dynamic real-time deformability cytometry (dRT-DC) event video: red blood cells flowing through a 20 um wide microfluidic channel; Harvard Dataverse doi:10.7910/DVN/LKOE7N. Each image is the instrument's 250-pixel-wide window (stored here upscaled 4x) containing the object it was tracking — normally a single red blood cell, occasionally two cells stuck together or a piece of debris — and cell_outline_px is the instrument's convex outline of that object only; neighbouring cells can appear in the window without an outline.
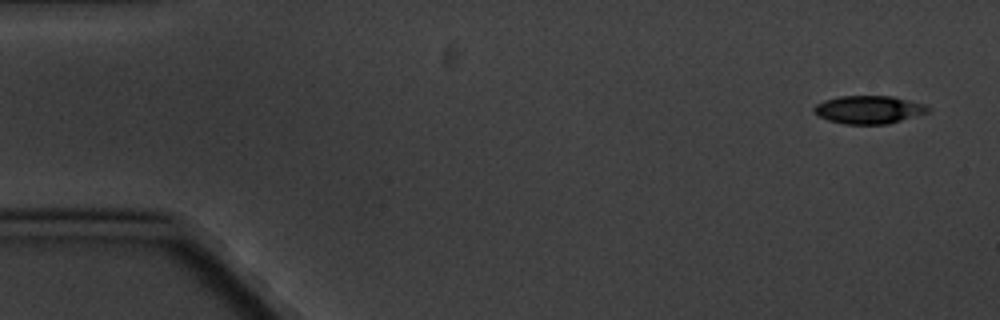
{"species": "common noctule bat (a hibernating species)", "species_latin": "Nyctalus noctula", "temperature_condition": "cold", "stored_images_in_passage": 6, "camera_frame_rate_fps": 3000, "um_per_image_px": 0.085, "animal": {"sex": "male", "body_mass_g": 20.1, "forearm_length_mm": 53.5}, "frame": {"image": 1, "passage_image": 1, "time_ms": 0.0, "image_size_px": [1000, 320], "cell_outline_px": [[928, 112], [888, 124], [844, 124], [828, 120], [816, 116], [812, 112], [812, 108], [816, 104], [824, 100], [840, 96], [892, 96], [928, 104]], "centroid_in_image_um": [73.8, 9.32], "position_along_channel_um": 11.2, "area_um2": 18.79}}